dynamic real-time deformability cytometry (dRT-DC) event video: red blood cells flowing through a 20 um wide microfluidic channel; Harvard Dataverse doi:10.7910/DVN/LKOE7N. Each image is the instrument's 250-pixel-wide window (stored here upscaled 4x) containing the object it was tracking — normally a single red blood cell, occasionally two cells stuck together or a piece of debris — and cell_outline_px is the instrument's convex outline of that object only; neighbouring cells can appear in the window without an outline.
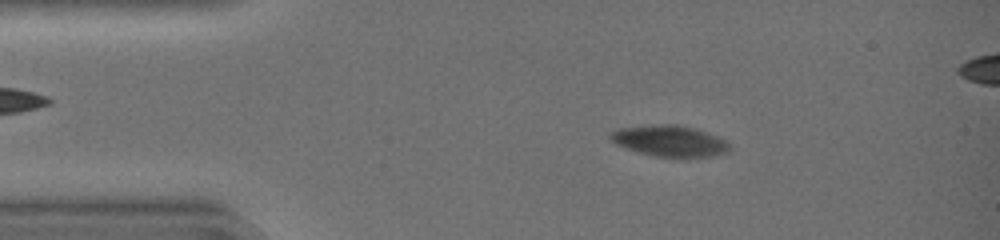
{"species": "common noctule bat (a hibernating species)", "species_latin": "Nyctalus noctula", "temperature_condition": "warm", "stored_images_in_passage": 46, "camera_frame_rate_fps": 3000, "um_per_image_px": 0.085, "animal": {"sex": "female", "body_mass_g": 19.0, "forearm_length_mm": 51.5}, "frame": {"image": 1, "passage_image": 8, "time_ms": 2.333, "image_size_px": [1000, 240], "cell_outline_px": [[732, 148], [728, 152], [712, 156], [656, 156], [640, 152], [616, 144], [608, 136], [608, 132], [620, 128], [656, 124], [676, 124], [696, 128], [720, 136]], "centroid_in_image_um": [56.94, 11.95], "position_along_channel_um": 28.1, "area_um2": 21.44}}
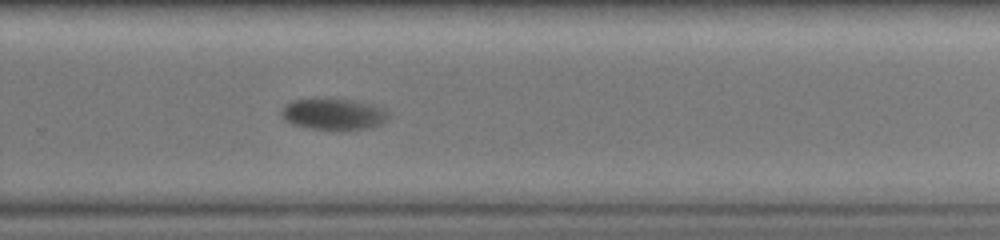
{"frame": {"image": 2, "passage_image": 31, "time_ms": 10.0, "image_size_px": [1000, 240], "cell_outline_px": [[388, 120], [372, 128], [344, 132], [340, 132], [308, 128], [292, 124], [284, 120], [280, 116], [280, 112], [284, 104], [292, 100], [352, 100], [372, 104], [384, 108], [388, 112]], "centroid_in_image_um": [28.36, 9.76], "position_along_channel_um": 301.4, "area_um2": 20.06}}
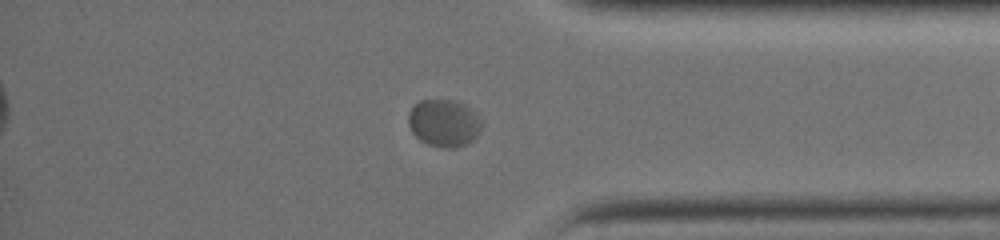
{"frame": {"image": 3, "passage_image": 38, "time_ms": 12.333, "image_size_px": [1000, 240], "cell_outline_px": [[484, 124], [480, 132], [472, 140], [456, 148], [444, 148], [428, 144], [420, 140], [412, 132], [408, 124], [408, 112], [420, 100], [456, 100], [464, 104], [476, 112], [484, 120]], "centroid_in_image_um": [37.78, 10.45], "position_along_channel_um": 397.4, "area_um2": 20.52}}